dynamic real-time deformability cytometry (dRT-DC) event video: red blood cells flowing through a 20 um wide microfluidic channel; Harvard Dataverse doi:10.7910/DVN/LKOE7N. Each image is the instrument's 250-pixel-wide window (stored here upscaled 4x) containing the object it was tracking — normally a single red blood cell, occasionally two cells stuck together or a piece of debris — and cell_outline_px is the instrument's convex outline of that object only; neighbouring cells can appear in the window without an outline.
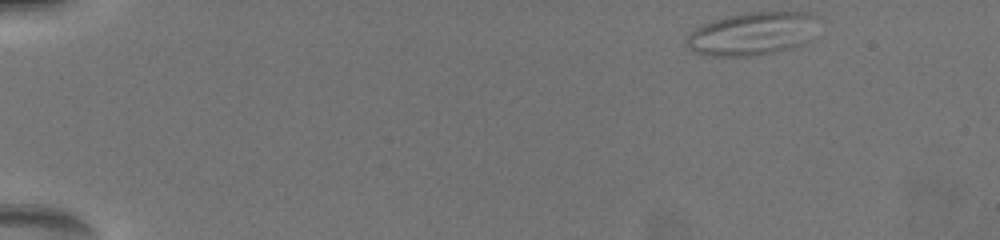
{"species": "common noctule bat (a hibernating species)", "species_latin": "Nyctalus noctula", "temperature_condition": "warm", "stored_images_in_passage": 39, "camera_frame_rate_fps": 3000, "um_per_image_px": 0.085, "animal": {"sex": "female", "body_mass_g": 19.5, "forearm_length_mm": 54.1}, "frame": {"image": 1, "passage_image": 1, "time_ms": 0.0, "image_size_px": [1000, 240], "cell_outline_px": [[812, 16], [796, 44], [792, 48], [772, 52], [748, 56], [712, 56], [696, 52], [688, 48], [684, 40], [696, 28], [704, 24], [728, 16], [744, 12], [808, 12]], "centroid_in_image_um": [63.66, 2.87], "position_along_channel_um": 21.3, "area_um2": 30.87}}
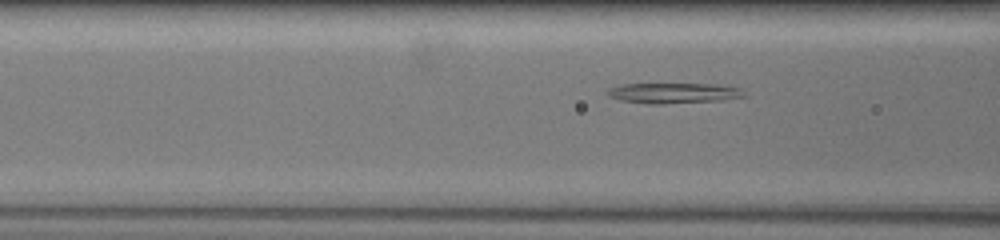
{"frame": {"image": 2, "passage_image": 16, "time_ms": 6.0, "image_size_px": [1000, 240], "cell_outline_px": [[744, 96], [720, 100], [660, 104], [648, 104], [620, 100], [608, 96], [608, 92], [612, 88], [624, 84], [712, 84], [740, 88]], "centroid_in_image_um": [57.22, 7.91], "position_along_channel_um": 109.4, "area_um2": 15.84}}
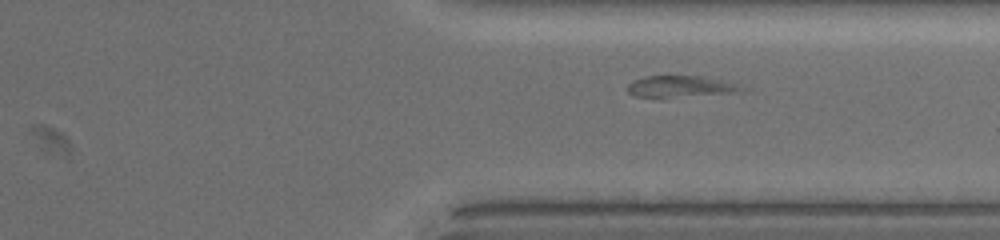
{"frame": {"image": 3, "passage_image": 33, "time_ms": 12.667, "image_size_px": [1000, 240], "cell_outline_px": [[736, 88], [716, 92], [660, 100], [636, 96], [628, 92], [628, 84], [644, 76], [700, 76]], "centroid_in_image_um": [57.3, 7.38], "position_along_channel_um": 354.1, "area_um2": 12.95}}